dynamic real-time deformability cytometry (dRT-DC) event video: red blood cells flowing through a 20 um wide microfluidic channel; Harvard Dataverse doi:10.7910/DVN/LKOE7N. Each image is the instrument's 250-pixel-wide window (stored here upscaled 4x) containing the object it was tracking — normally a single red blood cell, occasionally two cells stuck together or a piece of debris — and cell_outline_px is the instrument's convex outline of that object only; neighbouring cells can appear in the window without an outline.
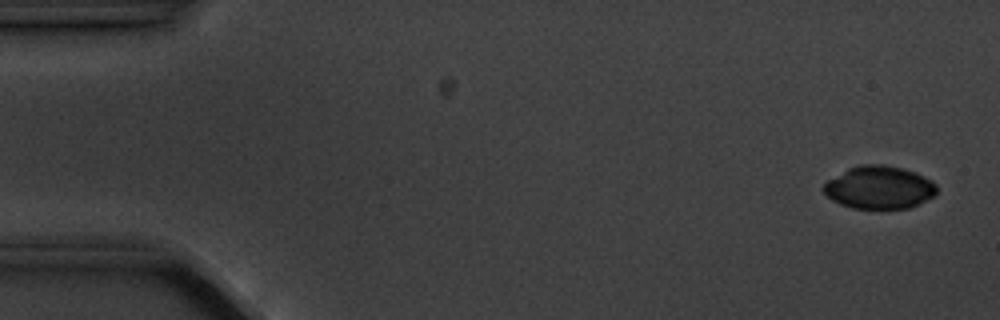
{"species": "common noctule bat (a hibernating species)", "species_latin": "Nyctalus noctula", "temperature_condition": "cold", "stored_images_in_passage": 5, "camera_frame_rate_fps": 3000, "um_per_image_px": 0.085, "animal": {"sex": "male", "body_mass_g": 20.1, "forearm_length_mm": 53.5}, "frame": {"image": 1, "passage_image": 1, "time_ms": 0.0, "image_size_px": [1000, 320], "cell_outline_px": [[936, 192], [932, 196], [908, 208], [852, 208], [840, 204], [832, 200], [820, 188], [828, 180], [848, 168], [864, 164], [884, 164], [904, 168], [916, 172], [932, 180], [936, 184]], "centroid_in_image_um": [74.71, 15.91], "position_along_channel_um": 10.3, "area_um2": 28.15}}